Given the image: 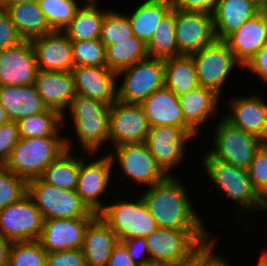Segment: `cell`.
I'll list each match as a JSON object with an SVG mask.
<instances>
[{"label":"cell","instance_id":"6da1fadb","mask_svg":"<svg viewBox=\"0 0 267 266\" xmlns=\"http://www.w3.org/2000/svg\"><path fill=\"white\" fill-rule=\"evenodd\" d=\"M186 189L179 175L174 174L141 192L158 228L207 230Z\"/></svg>","mask_w":267,"mask_h":266},{"label":"cell","instance_id":"7a4b0ae2","mask_svg":"<svg viewBox=\"0 0 267 266\" xmlns=\"http://www.w3.org/2000/svg\"><path fill=\"white\" fill-rule=\"evenodd\" d=\"M145 238L152 266H188L214 240L207 230L166 228H157Z\"/></svg>","mask_w":267,"mask_h":266},{"label":"cell","instance_id":"3957f363","mask_svg":"<svg viewBox=\"0 0 267 266\" xmlns=\"http://www.w3.org/2000/svg\"><path fill=\"white\" fill-rule=\"evenodd\" d=\"M68 137H21L4 166L26 181L40 178L45 168L67 149L72 150Z\"/></svg>","mask_w":267,"mask_h":266},{"label":"cell","instance_id":"277c9868","mask_svg":"<svg viewBox=\"0 0 267 266\" xmlns=\"http://www.w3.org/2000/svg\"><path fill=\"white\" fill-rule=\"evenodd\" d=\"M201 166L206 176L217 189L225 194L230 201H234L242 212H262L263 198L254 189L249 171L213 158L208 152L201 157Z\"/></svg>","mask_w":267,"mask_h":266},{"label":"cell","instance_id":"5b68a950","mask_svg":"<svg viewBox=\"0 0 267 266\" xmlns=\"http://www.w3.org/2000/svg\"><path fill=\"white\" fill-rule=\"evenodd\" d=\"M111 105L76 94L67 111L72 118L76 138L82 152L96 154L109 142V112Z\"/></svg>","mask_w":267,"mask_h":266},{"label":"cell","instance_id":"8992f818","mask_svg":"<svg viewBox=\"0 0 267 266\" xmlns=\"http://www.w3.org/2000/svg\"><path fill=\"white\" fill-rule=\"evenodd\" d=\"M27 194L41 211L44 220L95 218L76 190H65L44 182L41 178L27 181Z\"/></svg>","mask_w":267,"mask_h":266},{"label":"cell","instance_id":"52a82bcc","mask_svg":"<svg viewBox=\"0 0 267 266\" xmlns=\"http://www.w3.org/2000/svg\"><path fill=\"white\" fill-rule=\"evenodd\" d=\"M98 216L111 228L120 241L127 238L146 237L158 226L141 197L106 204Z\"/></svg>","mask_w":267,"mask_h":266},{"label":"cell","instance_id":"ba28073f","mask_svg":"<svg viewBox=\"0 0 267 266\" xmlns=\"http://www.w3.org/2000/svg\"><path fill=\"white\" fill-rule=\"evenodd\" d=\"M117 99L141 104L155 91L165 86L164 59L147 56L117 73Z\"/></svg>","mask_w":267,"mask_h":266},{"label":"cell","instance_id":"9c48e42d","mask_svg":"<svg viewBox=\"0 0 267 266\" xmlns=\"http://www.w3.org/2000/svg\"><path fill=\"white\" fill-rule=\"evenodd\" d=\"M212 132V149L208 153L218 160L249 169L256 151L264 143L257 136L233 126L224 117Z\"/></svg>","mask_w":267,"mask_h":266},{"label":"cell","instance_id":"30bf717a","mask_svg":"<svg viewBox=\"0 0 267 266\" xmlns=\"http://www.w3.org/2000/svg\"><path fill=\"white\" fill-rule=\"evenodd\" d=\"M191 56L195 63L199 86L209 88L220 96L224 83L233 69L237 66L242 68L224 40L216 39Z\"/></svg>","mask_w":267,"mask_h":266},{"label":"cell","instance_id":"8fae6325","mask_svg":"<svg viewBox=\"0 0 267 266\" xmlns=\"http://www.w3.org/2000/svg\"><path fill=\"white\" fill-rule=\"evenodd\" d=\"M112 165H119L125 180L146 188L163 181L168 175L156 163L151 151L143 143L123 144L107 153ZM116 162V163H115ZM127 178V179H126Z\"/></svg>","mask_w":267,"mask_h":266},{"label":"cell","instance_id":"7c38bea8","mask_svg":"<svg viewBox=\"0 0 267 266\" xmlns=\"http://www.w3.org/2000/svg\"><path fill=\"white\" fill-rule=\"evenodd\" d=\"M81 154L80 171L75 190L86 206L91 211L98 214L106 205L100 198L105 195V193L107 195L114 167L108 155L102 154V157L93 158L95 154L85 152H81ZM87 154L89 156L85 157ZM89 157L93 158L92 161H90ZM87 159H89V161H87Z\"/></svg>","mask_w":267,"mask_h":266},{"label":"cell","instance_id":"4fadbf2b","mask_svg":"<svg viewBox=\"0 0 267 266\" xmlns=\"http://www.w3.org/2000/svg\"><path fill=\"white\" fill-rule=\"evenodd\" d=\"M43 216L31 197L0 210V235L11 242L34 241L40 238Z\"/></svg>","mask_w":267,"mask_h":266},{"label":"cell","instance_id":"5bb4252c","mask_svg":"<svg viewBox=\"0 0 267 266\" xmlns=\"http://www.w3.org/2000/svg\"><path fill=\"white\" fill-rule=\"evenodd\" d=\"M150 130L143 107L137 103L116 100L109 112V143L115 147L123 144L143 143Z\"/></svg>","mask_w":267,"mask_h":266},{"label":"cell","instance_id":"9a60e30c","mask_svg":"<svg viewBox=\"0 0 267 266\" xmlns=\"http://www.w3.org/2000/svg\"><path fill=\"white\" fill-rule=\"evenodd\" d=\"M189 140L193 139L183 128L152 126L144 143L161 169L167 175H173L171 170L186 157L185 146Z\"/></svg>","mask_w":267,"mask_h":266},{"label":"cell","instance_id":"2e32d148","mask_svg":"<svg viewBox=\"0 0 267 266\" xmlns=\"http://www.w3.org/2000/svg\"><path fill=\"white\" fill-rule=\"evenodd\" d=\"M175 30L181 55H191L217 38L213 15L202 11L175 9Z\"/></svg>","mask_w":267,"mask_h":266},{"label":"cell","instance_id":"e0dca14e","mask_svg":"<svg viewBox=\"0 0 267 266\" xmlns=\"http://www.w3.org/2000/svg\"><path fill=\"white\" fill-rule=\"evenodd\" d=\"M38 65L31 41L0 50V86L34 84Z\"/></svg>","mask_w":267,"mask_h":266},{"label":"cell","instance_id":"ac0fdd59","mask_svg":"<svg viewBox=\"0 0 267 266\" xmlns=\"http://www.w3.org/2000/svg\"><path fill=\"white\" fill-rule=\"evenodd\" d=\"M231 111L224 118L233 126L267 142V103L261 95L251 94L230 98Z\"/></svg>","mask_w":267,"mask_h":266},{"label":"cell","instance_id":"d6986e66","mask_svg":"<svg viewBox=\"0 0 267 266\" xmlns=\"http://www.w3.org/2000/svg\"><path fill=\"white\" fill-rule=\"evenodd\" d=\"M94 218L44 220L38 241L47 252L81 249L87 226Z\"/></svg>","mask_w":267,"mask_h":266},{"label":"cell","instance_id":"ffe728a7","mask_svg":"<svg viewBox=\"0 0 267 266\" xmlns=\"http://www.w3.org/2000/svg\"><path fill=\"white\" fill-rule=\"evenodd\" d=\"M34 85L44 104L63 115V127H66L68 118L65 111L77 94L72 72L38 70Z\"/></svg>","mask_w":267,"mask_h":266},{"label":"cell","instance_id":"44dd1931","mask_svg":"<svg viewBox=\"0 0 267 266\" xmlns=\"http://www.w3.org/2000/svg\"><path fill=\"white\" fill-rule=\"evenodd\" d=\"M31 43L35 50L38 70L66 72L75 67L71 41L64 31L53 30Z\"/></svg>","mask_w":267,"mask_h":266},{"label":"cell","instance_id":"7402d4cb","mask_svg":"<svg viewBox=\"0 0 267 266\" xmlns=\"http://www.w3.org/2000/svg\"><path fill=\"white\" fill-rule=\"evenodd\" d=\"M78 95L112 105L117 100V73L107 67L75 66L72 69Z\"/></svg>","mask_w":267,"mask_h":266},{"label":"cell","instance_id":"603a6c76","mask_svg":"<svg viewBox=\"0 0 267 266\" xmlns=\"http://www.w3.org/2000/svg\"><path fill=\"white\" fill-rule=\"evenodd\" d=\"M141 106L150 127L173 126L183 128L192 138L198 134L185 122L178 96L164 86L145 99Z\"/></svg>","mask_w":267,"mask_h":266},{"label":"cell","instance_id":"cb8c5ba5","mask_svg":"<svg viewBox=\"0 0 267 266\" xmlns=\"http://www.w3.org/2000/svg\"><path fill=\"white\" fill-rule=\"evenodd\" d=\"M224 41L242 67L267 43V24L259 12Z\"/></svg>","mask_w":267,"mask_h":266},{"label":"cell","instance_id":"d4e9b609","mask_svg":"<svg viewBox=\"0 0 267 266\" xmlns=\"http://www.w3.org/2000/svg\"><path fill=\"white\" fill-rule=\"evenodd\" d=\"M118 236L97 215L87 226L82 252L86 266H107L110 256L119 243Z\"/></svg>","mask_w":267,"mask_h":266},{"label":"cell","instance_id":"484cf974","mask_svg":"<svg viewBox=\"0 0 267 266\" xmlns=\"http://www.w3.org/2000/svg\"><path fill=\"white\" fill-rule=\"evenodd\" d=\"M221 97L223 96L218 95L215 91L201 86L178 96L185 122L197 134L206 121L217 116Z\"/></svg>","mask_w":267,"mask_h":266},{"label":"cell","instance_id":"4316f807","mask_svg":"<svg viewBox=\"0 0 267 266\" xmlns=\"http://www.w3.org/2000/svg\"><path fill=\"white\" fill-rule=\"evenodd\" d=\"M0 104L6 110L10 121L16 122L48 109L34 84L0 86Z\"/></svg>","mask_w":267,"mask_h":266},{"label":"cell","instance_id":"83f0119b","mask_svg":"<svg viewBox=\"0 0 267 266\" xmlns=\"http://www.w3.org/2000/svg\"><path fill=\"white\" fill-rule=\"evenodd\" d=\"M259 12L250 0H219L212 13L216 38L224 40Z\"/></svg>","mask_w":267,"mask_h":266},{"label":"cell","instance_id":"f1b7e54d","mask_svg":"<svg viewBox=\"0 0 267 266\" xmlns=\"http://www.w3.org/2000/svg\"><path fill=\"white\" fill-rule=\"evenodd\" d=\"M11 22L24 41H32L52 32L38 1L20 2L6 7Z\"/></svg>","mask_w":267,"mask_h":266},{"label":"cell","instance_id":"f546056e","mask_svg":"<svg viewBox=\"0 0 267 266\" xmlns=\"http://www.w3.org/2000/svg\"><path fill=\"white\" fill-rule=\"evenodd\" d=\"M172 0H145L128 15L134 35L148 44L158 24L172 8Z\"/></svg>","mask_w":267,"mask_h":266},{"label":"cell","instance_id":"4dcf8cb0","mask_svg":"<svg viewBox=\"0 0 267 266\" xmlns=\"http://www.w3.org/2000/svg\"><path fill=\"white\" fill-rule=\"evenodd\" d=\"M165 86L180 96L199 86L196 67L191 55L164 59Z\"/></svg>","mask_w":267,"mask_h":266},{"label":"cell","instance_id":"1f68e13d","mask_svg":"<svg viewBox=\"0 0 267 266\" xmlns=\"http://www.w3.org/2000/svg\"><path fill=\"white\" fill-rule=\"evenodd\" d=\"M74 19L63 30L70 41L100 39L103 17L107 10L99 9V3H82Z\"/></svg>","mask_w":267,"mask_h":266},{"label":"cell","instance_id":"d6a6232c","mask_svg":"<svg viewBox=\"0 0 267 266\" xmlns=\"http://www.w3.org/2000/svg\"><path fill=\"white\" fill-rule=\"evenodd\" d=\"M72 154V150L67 149L45 168L40 178L58 188L75 190L80 171V156Z\"/></svg>","mask_w":267,"mask_h":266},{"label":"cell","instance_id":"836d02e7","mask_svg":"<svg viewBox=\"0 0 267 266\" xmlns=\"http://www.w3.org/2000/svg\"><path fill=\"white\" fill-rule=\"evenodd\" d=\"M175 8H171L162 18L147 44L148 55L167 59L180 56L175 30Z\"/></svg>","mask_w":267,"mask_h":266},{"label":"cell","instance_id":"e575fe53","mask_svg":"<svg viewBox=\"0 0 267 266\" xmlns=\"http://www.w3.org/2000/svg\"><path fill=\"white\" fill-rule=\"evenodd\" d=\"M18 122L20 137H66L62 136L63 115L57 110L48 108L46 111L26 116Z\"/></svg>","mask_w":267,"mask_h":266},{"label":"cell","instance_id":"d590c367","mask_svg":"<svg viewBox=\"0 0 267 266\" xmlns=\"http://www.w3.org/2000/svg\"><path fill=\"white\" fill-rule=\"evenodd\" d=\"M105 49L106 67L116 73L149 56L147 44L136 36L107 45Z\"/></svg>","mask_w":267,"mask_h":266},{"label":"cell","instance_id":"8d00e7d4","mask_svg":"<svg viewBox=\"0 0 267 266\" xmlns=\"http://www.w3.org/2000/svg\"><path fill=\"white\" fill-rule=\"evenodd\" d=\"M79 0H38L41 11L52 30L63 31L82 6Z\"/></svg>","mask_w":267,"mask_h":266},{"label":"cell","instance_id":"74e56055","mask_svg":"<svg viewBox=\"0 0 267 266\" xmlns=\"http://www.w3.org/2000/svg\"><path fill=\"white\" fill-rule=\"evenodd\" d=\"M134 36L128 14L118 13L114 10H108L105 13L100 32V40L105 47Z\"/></svg>","mask_w":267,"mask_h":266},{"label":"cell","instance_id":"f35d334b","mask_svg":"<svg viewBox=\"0 0 267 266\" xmlns=\"http://www.w3.org/2000/svg\"><path fill=\"white\" fill-rule=\"evenodd\" d=\"M47 252L38 240L13 242L8 266H46Z\"/></svg>","mask_w":267,"mask_h":266},{"label":"cell","instance_id":"ab89813d","mask_svg":"<svg viewBox=\"0 0 267 266\" xmlns=\"http://www.w3.org/2000/svg\"><path fill=\"white\" fill-rule=\"evenodd\" d=\"M75 66L106 67L105 44L100 40L71 41Z\"/></svg>","mask_w":267,"mask_h":266},{"label":"cell","instance_id":"60d3db41","mask_svg":"<svg viewBox=\"0 0 267 266\" xmlns=\"http://www.w3.org/2000/svg\"><path fill=\"white\" fill-rule=\"evenodd\" d=\"M27 194V181L0 165V210Z\"/></svg>","mask_w":267,"mask_h":266},{"label":"cell","instance_id":"b9f144b4","mask_svg":"<svg viewBox=\"0 0 267 266\" xmlns=\"http://www.w3.org/2000/svg\"><path fill=\"white\" fill-rule=\"evenodd\" d=\"M248 171L254 189L264 199L267 196V142L256 151Z\"/></svg>","mask_w":267,"mask_h":266},{"label":"cell","instance_id":"7bdbcfd3","mask_svg":"<svg viewBox=\"0 0 267 266\" xmlns=\"http://www.w3.org/2000/svg\"><path fill=\"white\" fill-rule=\"evenodd\" d=\"M20 138L18 122L9 121L0 125V165L9 159Z\"/></svg>","mask_w":267,"mask_h":266},{"label":"cell","instance_id":"ee69618b","mask_svg":"<svg viewBox=\"0 0 267 266\" xmlns=\"http://www.w3.org/2000/svg\"><path fill=\"white\" fill-rule=\"evenodd\" d=\"M23 41L11 22L7 9L0 6V50L17 46Z\"/></svg>","mask_w":267,"mask_h":266},{"label":"cell","instance_id":"f6af8a7d","mask_svg":"<svg viewBox=\"0 0 267 266\" xmlns=\"http://www.w3.org/2000/svg\"><path fill=\"white\" fill-rule=\"evenodd\" d=\"M46 266H86L82 249L47 253Z\"/></svg>","mask_w":267,"mask_h":266},{"label":"cell","instance_id":"bcb514c9","mask_svg":"<svg viewBox=\"0 0 267 266\" xmlns=\"http://www.w3.org/2000/svg\"><path fill=\"white\" fill-rule=\"evenodd\" d=\"M127 248L131 259L139 266H152L145 237L127 238L121 241Z\"/></svg>","mask_w":267,"mask_h":266},{"label":"cell","instance_id":"7dc6e473","mask_svg":"<svg viewBox=\"0 0 267 266\" xmlns=\"http://www.w3.org/2000/svg\"><path fill=\"white\" fill-rule=\"evenodd\" d=\"M216 238L207 244L191 261L188 266H230L225 257L214 253Z\"/></svg>","mask_w":267,"mask_h":266},{"label":"cell","instance_id":"c3c4849f","mask_svg":"<svg viewBox=\"0 0 267 266\" xmlns=\"http://www.w3.org/2000/svg\"><path fill=\"white\" fill-rule=\"evenodd\" d=\"M267 85V43L242 67Z\"/></svg>","mask_w":267,"mask_h":266},{"label":"cell","instance_id":"681fc988","mask_svg":"<svg viewBox=\"0 0 267 266\" xmlns=\"http://www.w3.org/2000/svg\"><path fill=\"white\" fill-rule=\"evenodd\" d=\"M219 0H172L175 9L202 11L212 14Z\"/></svg>","mask_w":267,"mask_h":266},{"label":"cell","instance_id":"f907efd6","mask_svg":"<svg viewBox=\"0 0 267 266\" xmlns=\"http://www.w3.org/2000/svg\"><path fill=\"white\" fill-rule=\"evenodd\" d=\"M107 266H139L130 257L126 246L119 241L115 246Z\"/></svg>","mask_w":267,"mask_h":266},{"label":"cell","instance_id":"816d5d0a","mask_svg":"<svg viewBox=\"0 0 267 266\" xmlns=\"http://www.w3.org/2000/svg\"><path fill=\"white\" fill-rule=\"evenodd\" d=\"M12 243L0 235V266H8Z\"/></svg>","mask_w":267,"mask_h":266},{"label":"cell","instance_id":"f5cc1de1","mask_svg":"<svg viewBox=\"0 0 267 266\" xmlns=\"http://www.w3.org/2000/svg\"><path fill=\"white\" fill-rule=\"evenodd\" d=\"M38 0H0V6L7 7L20 2H36Z\"/></svg>","mask_w":267,"mask_h":266},{"label":"cell","instance_id":"db71d44e","mask_svg":"<svg viewBox=\"0 0 267 266\" xmlns=\"http://www.w3.org/2000/svg\"><path fill=\"white\" fill-rule=\"evenodd\" d=\"M10 121V118L6 112V110L3 108V106L0 104V125L8 123Z\"/></svg>","mask_w":267,"mask_h":266},{"label":"cell","instance_id":"11a10c76","mask_svg":"<svg viewBox=\"0 0 267 266\" xmlns=\"http://www.w3.org/2000/svg\"><path fill=\"white\" fill-rule=\"evenodd\" d=\"M262 253V254H261ZM258 257L259 259L256 266H267V250L263 249V252H261Z\"/></svg>","mask_w":267,"mask_h":266},{"label":"cell","instance_id":"9f6ffc18","mask_svg":"<svg viewBox=\"0 0 267 266\" xmlns=\"http://www.w3.org/2000/svg\"><path fill=\"white\" fill-rule=\"evenodd\" d=\"M260 11L262 8L267 6V0H250Z\"/></svg>","mask_w":267,"mask_h":266},{"label":"cell","instance_id":"6f0895ef","mask_svg":"<svg viewBox=\"0 0 267 266\" xmlns=\"http://www.w3.org/2000/svg\"><path fill=\"white\" fill-rule=\"evenodd\" d=\"M260 13L262 14V16L264 17L266 24H267V6H265L264 8H262L260 10Z\"/></svg>","mask_w":267,"mask_h":266},{"label":"cell","instance_id":"680465c9","mask_svg":"<svg viewBox=\"0 0 267 266\" xmlns=\"http://www.w3.org/2000/svg\"><path fill=\"white\" fill-rule=\"evenodd\" d=\"M266 211H267V196L263 199V210H262V213L266 212Z\"/></svg>","mask_w":267,"mask_h":266},{"label":"cell","instance_id":"91938a15","mask_svg":"<svg viewBox=\"0 0 267 266\" xmlns=\"http://www.w3.org/2000/svg\"><path fill=\"white\" fill-rule=\"evenodd\" d=\"M80 1H83V0H80ZM99 3L100 1L99 0H84L83 3Z\"/></svg>","mask_w":267,"mask_h":266}]
</instances>
